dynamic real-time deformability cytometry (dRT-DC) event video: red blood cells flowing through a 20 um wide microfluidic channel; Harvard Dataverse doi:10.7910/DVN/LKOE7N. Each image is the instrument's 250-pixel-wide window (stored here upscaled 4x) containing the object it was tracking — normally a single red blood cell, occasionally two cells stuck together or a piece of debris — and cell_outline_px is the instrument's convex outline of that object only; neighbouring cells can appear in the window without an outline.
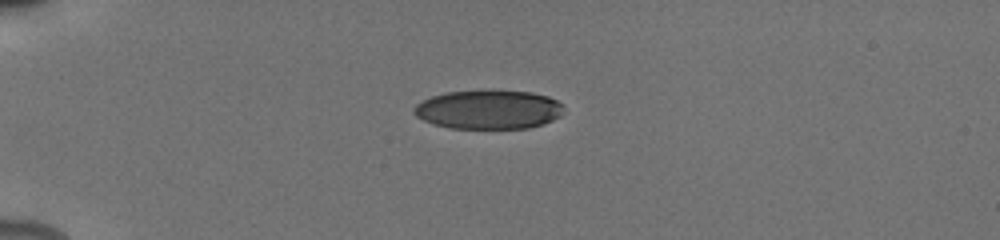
{"species": "human", "species_latin": "Homo sapiens", "temperature_condition": "cold", "stored_images_in_passage": 3, "camera_frame_rate_fps": 3000, "um_per_image_px": 0.085, "donor": {"sex": "male"}, "frame": {"image": 1, "passage_image": 1, "time_ms": 0.0, "image_size_px": [1000, 240], "cell_outline_px": [[564, 108], [560, 116], [544, 124], [528, 128], [448, 128], [432, 124], [416, 116], [412, 112], [412, 108], [416, 104], [432, 96], [444, 92], [492, 88], [532, 92], [548, 96], [564, 104]], "centroid_in_image_um": [41.53, 9.28], "position_along_channel_um": 43.5, "area_um2": 34.97}}
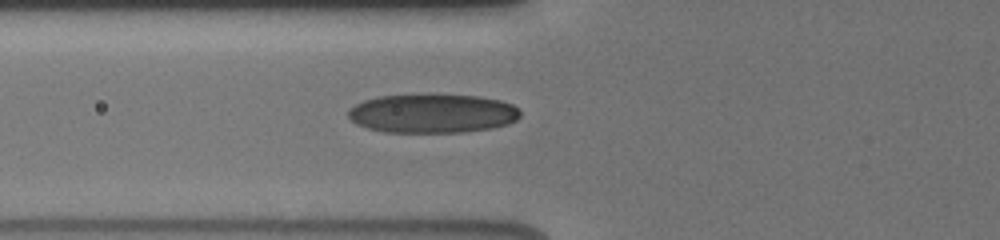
{"frame": {"image": 2, "passage_image": 3, "time_ms": 2.333, "image_size_px": [1000, 240], "cell_outline_px": [[520, 116], [516, 120], [508, 124], [492, 128], [464, 132], [384, 132], [368, 128], [356, 124], [348, 116], [348, 108], [364, 100], [380, 96], [480, 96], [500, 100], [512, 104], [520, 108]], "centroid_in_image_um": [36.78, 9.66], "position_along_channel_um": 89.0, "area_um2": 38.67}}